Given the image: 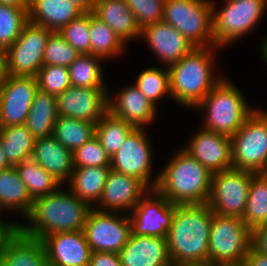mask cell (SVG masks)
<instances>
[{
    "mask_svg": "<svg viewBox=\"0 0 267 266\" xmlns=\"http://www.w3.org/2000/svg\"><path fill=\"white\" fill-rule=\"evenodd\" d=\"M110 211L91 208L84 233L92 252L119 253L132 233L129 215L118 216Z\"/></svg>",
    "mask_w": 267,
    "mask_h": 266,
    "instance_id": "12",
    "label": "cell"
},
{
    "mask_svg": "<svg viewBox=\"0 0 267 266\" xmlns=\"http://www.w3.org/2000/svg\"><path fill=\"white\" fill-rule=\"evenodd\" d=\"M251 247V230L240 217L212 213L208 262L215 265L244 263Z\"/></svg>",
    "mask_w": 267,
    "mask_h": 266,
    "instance_id": "6",
    "label": "cell"
},
{
    "mask_svg": "<svg viewBox=\"0 0 267 266\" xmlns=\"http://www.w3.org/2000/svg\"><path fill=\"white\" fill-rule=\"evenodd\" d=\"M118 95L115 100L108 96V112L114 117L128 122L135 128H144L156 118L157 107L134 84L122 89Z\"/></svg>",
    "mask_w": 267,
    "mask_h": 266,
    "instance_id": "22",
    "label": "cell"
},
{
    "mask_svg": "<svg viewBox=\"0 0 267 266\" xmlns=\"http://www.w3.org/2000/svg\"><path fill=\"white\" fill-rule=\"evenodd\" d=\"M206 167L211 174L232 168L230 136L200 128L182 148Z\"/></svg>",
    "mask_w": 267,
    "mask_h": 266,
    "instance_id": "17",
    "label": "cell"
},
{
    "mask_svg": "<svg viewBox=\"0 0 267 266\" xmlns=\"http://www.w3.org/2000/svg\"><path fill=\"white\" fill-rule=\"evenodd\" d=\"M92 13L105 22L125 44L141 36V29L125 0H95Z\"/></svg>",
    "mask_w": 267,
    "mask_h": 266,
    "instance_id": "26",
    "label": "cell"
},
{
    "mask_svg": "<svg viewBox=\"0 0 267 266\" xmlns=\"http://www.w3.org/2000/svg\"><path fill=\"white\" fill-rule=\"evenodd\" d=\"M134 129L133 125L107 112L96 123L95 136L108 156L113 157Z\"/></svg>",
    "mask_w": 267,
    "mask_h": 266,
    "instance_id": "34",
    "label": "cell"
},
{
    "mask_svg": "<svg viewBox=\"0 0 267 266\" xmlns=\"http://www.w3.org/2000/svg\"><path fill=\"white\" fill-rule=\"evenodd\" d=\"M95 123L58 116L53 128V136L65 148L74 152L95 136Z\"/></svg>",
    "mask_w": 267,
    "mask_h": 266,
    "instance_id": "31",
    "label": "cell"
},
{
    "mask_svg": "<svg viewBox=\"0 0 267 266\" xmlns=\"http://www.w3.org/2000/svg\"><path fill=\"white\" fill-rule=\"evenodd\" d=\"M80 54L57 32L52 31L47 39L43 66L69 67Z\"/></svg>",
    "mask_w": 267,
    "mask_h": 266,
    "instance_id": "39",
    "label": "cell"
},
{
    "mask_svg": "<svg viewBox=\"0 0 267 266\" xmlns=\"http://www.w3.org/2000/svg\"><path fill=\"white\" fill-rule=\"evenodd\" d=\"M58 116L56 97L38 89L24 126L35 139L48 137Z\"/></svg>",
    "mask_w": 267,
    "mask_h": 266,
    "instance_id": "27",
    "label": "cell"
},
{
    "mask_svg": "<svg viewBox=\"0 0 267 266\" xmlns=\"http://www.w3.org/2000/svg\"><path fill=\"white\" fill-rule=\"evenodd\" d=\"M4 72V51L0 48V77Z\"/></svg>",
    "mask_w": 267,
    "mask_h": 266,
    "instance_id": "52",
    "label": "cell"
},
{
    "mask_svg": "<svg viewBox=\"0 0 267 266\" xmlns=\"http://www.w3.org/2000/svg\"><path fill=\"white\" fill-rule=\"evenodd\" d=\"M51 32L28 21L18 39L4 51L3 74L35 77L43 66L45 46Z\"/></svg>",
    "mask_w": 267,
    "mask_h": 266,
    "instance_id": "10",
    "label": "cell"
},
{
    "mask_svg": "<svg viewBox=\"0 0 267 266\" xmlns=\"http://www.w3.org/2000/svg\"><path fill=\"white\" fill-rule=\"evenodd\" d=\"M21 181L34 200L56 191L62 184L32 158L15 165Z\"/></svg>",
    "mask_w": 267,
    "mask_h": 266,
    "instance_id": "32",
    "label": "cell"
},
{
    "mask_svg": "<svg viewBox=\"0 0 267 266\" xmlns=\"http://www.w3.org/2000/svg\"><path fill=\"white\" fill-rule=\"evenodd\" d=\"M74 168L110 167L111 157L104 151L99 139L94 136L73 152Z\"/></svg>",
    "mask_w": 267,
    "mask_h": 266,
    "instance_id": "42",
    "label": "cell"
},
{
    "mask_svg": "<svg viewBox=\"0 0 267 266\" xmlns=\"http://www.w3.org/2000/svg\"><path fill=\"white\" fill-rule=\"evenodd\" d=\"M102 59L92 54H80L68 67L71 85L79 88H107L99 63Z\"/></svg>",
    "mask_w": 267,
    "mask_h": 266,
    "instance_id": "35",
    "label": "cell"
},
{
    "mask_svg": "<svg viewBox=\"0 0 267 266\" xmlns=\"http://www.w3.org/2000/svg\"><path fill=\"white\" fill-rule=\"evenodd\" d=\"M41 241L49 266H89L92 251L84 230L50 234Z\"/></svg>",
    "mask_w": 267,
    "mask_h": 266,
    "instance_id": "18",
    "label": "cell"
},
{
    "mask_svg": "<svg viewBox=\"0 0 267 266\" xmlns=\"http://www.w3.org/2000/svg\"><path fill=\"white\" fill-rule=\"evenodd\" d=\"M91 54L104 58H113L122 54L125 43L102 20L90 12Z\"/></svg>",
    "mask_w": 267,
    "mask_h": 266,
    "instance_id": "36",
    "label": "cell"
},
{
    "mask_svg": "<svg viewBox=\"0 0 267 266\" xmlns=\"http://www.w3.org/2000/svg\"><path fill=\"white\" fill-rule=\"evenodd\" d=\"M157 177V178H156ZM153 180L155 189L174 204L207 203L211 191V172L180 150Z\"/></svg>",
    "mask_w": 267,
    "mask_h": 266,
    "instance_id": "3",
    "label": "cell"
},
{
    "mask_svg": "<svg viewBox=\"0 0 267 266\" xmlns=\"http://www.w3.org/2000/svg\"><path fill=\"white\" fill-rule=\"evenodd\" d=\"M0 263L2 266H49L43 242L19 229L6 242Z\"/></svg>",
    "mask_w": 267,
    "mask_h": 266,
    "instance_id": "25",
    "label": "cell"
},
{
    "mask_svg": "<svg viewBox=\"0 0 267 266\" xmlns=\"http://www.w3.org/2000/svg\"><path fill=\"white\" fill-rule=\"evenodd\" d=\"M79 6L84 12H92L95 0H70Z\"/></svg>",
    "mask_w": 267,
    "mask_h": 266,
    "instance_id": "48",
    "label": "cell"
},
{
    "mask_svg": "<svg viewBox=\"0 0 267 266\" xmlns=\"http://www.w3.org/2000/svg\"><path fill=\"white\" fill-rule=\"evenodd\" d=\"M212 0H166L163 21L194 47L215 46Z\"/></svg>",
    "mask_w": 267,
    "mask_h": 266,
    "instance_id": "7",
    "label": "cell"
},
{
    "mask_svg": "<svg viewBox=\"0 0 267 266\" xmlns=\"http://www.w3.org/2000/svg\"><path fill=\"white\" fill-rule=\"evenodd\" d=\"M36 77H0V127L22 125L30 112L36 91Z\"/></svg>",
    "mask_w": 267,
    "mask_h": 266,
    "instance_id": "14",
    "label": "cell"
},
{
    "mask_svg": "<svg viewBox=\"0 0 267 266\" xmlns=\"http://www.w3.org/2000/svg\"><path fill=\"white\" fill-rule=\"evenodd\" d=\"M221 266H245V265L242 263V264H237V265H221Z\"/></svg>",
    "mask_w": 267,
    "mask_h": 266,
    "instance_id": "54",
    "label": "cell"
},
{
    "mask_svg": "<svg viewBox=\"0 0 267 266\" xmlns=\"http://www.w3.org/2000/svg\"><path fill=\"white\" fill-rule=\"evenodd\" d=\"M91 207L71 191H56L33 200L30 213L26 216L30 225L18 224L26 236L42 239L50 234L84 230Z\"/></svg>",
    "mask_w": 267,
    "mask_h": 266,
    "instance_id": "2",
    "label": "cell"
},
{
    "mask_svg": "<svg viewBox=\"0 0 267 266\" xmlns=\"http://www.w3.org/2000/svg\"><path fill=\"white\" fill-rule=\"evenodd\" d=\"M35 77L38 89L48 92L55 97L63 93L68 87L72 86L69 69L63 66H42Z\"/></svg>",
    "mask_w": 267,
    "mask_h": 266,
    "instance_id": "41",
    "label": "cell"
},
{
    "mask_svg": "<svg viewBox=\"0 0 267 266\" xmlns=\"http://www.w3.org/2000/svg\"><path fill=\"white\" fill-rule=\"evenodd\" d=\"M89 266H122L118 253L92 252Z\"/></svg>",
    "mask_w": 267,
    "mask_h": 266,
    "instance_id": "45",
    "label": "cell"
},
{
    "mask_svg": "<svg viewBox=\"0 0 267 266\" xmlns=\"http://www.w3.org/2000/svg\"><path fill=\"white\" fill-rule=\"evenodd\" d=\"M141 37L166 67L176 63L195 47L173 26L164 21L145 26Z\"/></svg>",
    "mask_w": 267,
    "mask_h": 266,
    "instance_id": "20",
    "label": "cell"
},
{
    "mask_svg": "<svg viewBox=\"0 0 267 266\" xmlns=\"http://www.w3.org/2000/svg\"><path fill=\"white\" fill-rule=\"evenodd\" d=\"M150 192V193H149ZM150 194L149 197H145ZM130 212L131 231L134 235L166 238L171 228L175 204L156 189H151Z\"/></svg>",
    "mask_w": 267,
    "mask_h": 266,
    "instance_id": "15",
    "label": "cell"
},
{
    "mask_svg": "<svg viewBox=\"0 0 267 266\" xmlns=\"http://www.w3.org/2000/svg\"><path fill=\"white\" fill-rule=\"evenodd\" d=\"M256 174L230 168L212 174L211 191L207 201L213 213L242 218L251 185Z\"/></svg>",
    "mask_w": 267,
    "mask_h": 266,
    "instance_id": "11",
    "label": "cell"
},
{
    "mask_svg": "<svg viewBox=\"0 0 267 266\" xmlns=\"http://www.w3.org/2000/svg\"><path fill=\"white\" fill-rule=\"evenodd\" d=\"M26 185L21 181L15 166L0 170V206L4 210H17L26 217L32 208ZM7 208V209H6Z\"/></svg>",
    "mask_w": 267,
    "mask_h": 266,
    "instance_id": "29",
    "label": "cell"
},
{
    "mask_svg": "<svg viewBox=\"0 0 267 266\" xmlns=\"http://www.w3.org/2000/svg\"><path fill=\"white\" fill-rule=\"evenodd\" d=\"M32 159L61 184L68 182L74 170L73 152L62 146L53 135L35 139Z\"/></svg>",
    "mask_w": 267,
    "mask_h": 266,
    "instance_id": "23",
    "label": "cell"
},
{
    "mask_svg": "<svg viewBox=\"0 0 267 266\" xmlns=\"http://www.w3.org/2000/svg\"><path fill=\"white\" fill-rule=\"evenodd\" d=\"M141 93L156 106L161 97H170V73L168 67L161 68L150 67L144 69L136 78L134 84Z\"/></svg>",
    "mask_w": 267,
    "mask_h": 266,
    "instance_id": "37",
    "label": "cell"
},
{
    "mask_svg": "<svg viewBox=\"0 0 267 266\" xmlns=\"http://www.w3.org/2000/svg\"><path fill=\"white\" fill-rule=\"evenodd\" d=\"M251 247L260 254L267 255V224L251 230Z\"/></svg>",
    "mask_w": 267,
    "mask_h": 266,
    "instance_id": "44",
    "label": "cell"
},
{
    "mask_svg": "<svg viewBox=\"0 0 267 266\" xmlns=\"http://www.w3.org/2000/svg\"><path fill=\"white\" fill-rule=\"evenodd\" d=\"M166 0H125L142 30L145 26L163 21Z\"/></svg>",
    "mask_w": 267,
    "mask_h": 266,
    "instance_id": "43",
    "label": "cell"
},
{
    "mask_svg": "<svg viewBox=\"0 0 267 266\" xmlns=\"http://www.w3.org/2000/svg\"><path fill=\"white\" fill-rule=\"evenodd\" d=\"M107 92L70 86L56 97L58 115L96 124L108 112Z\"/></svg>",
    "mask_w": 267,
    "mask_h": 266,
    "instance_id": "16",
    "label": "cell"
},
{
    "mask_svg": "<svg viewBox=\"0 0 267 266\" xmlns=\"http://www.w3.org/2000/svg\"><path fill=\"white\" fill-rule=\"evenodd\" d=\"M118 255L122 266H172L166 238L131 233Z\"/></svg>",
    "mask_w": 267,
    "mask_h": 266,
    "instance_id": "21",
    "label": "cell"
},
{
    "mask_svg": "<svg viewBox=\"0 0 267 266\" xmlns=\"http://www.w3.org/2000/svg\"><path fill=\"white\" fill-rule=\"evenodd\" d=\"M216 47H195L168 67L170 98H174L180 105L196 107L223 79V76L215 77L213 71L212 51Z\"/></svg>",
    "mask_w": 267,
    "mask_h": 266,
    "instance_id": "4",
    "label": "cell"
},
{
    "mask_svg": "<svg viewBox=\"0 0 267 266\" xmlns=\"http://www.w3.org/2000/svg\"><path fill=\"white\" fill-rule=\"evenodd\" d=\"M0 4L12 5L15 7H29V0H0Z\"/></svg>",
    "mask_w": 267,
    "mask_h": 266,
    "instance_id": "49",
    "label": "cell"
},
{
    "mask_svg": "<svg viewBox=\"0 0 267 266\" xmlns=\"http://www.w3.org/2000/svg\"><path fill=\"white\" fill-rule=\"evenodd\" d=\"M146 132V129L135 128L129 134L111 157L110 169L141 180L151 190L157 183L151 182L153 151Z\"/></svg>",
    "mask_w": 267,
    "mask_h": 266,
    "instance_id": "13",
    "label": "cell"
},
{
    "mask_svg": "<svg viewBox=\"0 0 267 266\" xmlns=\"http://www.w3.org/2000/svg\"><path fill=\"white\" fill-rule=\"evenodd\" d=\"M10 167H12V165L8 162L0 142V170H4Z\"/></svg>",
    "mask_w": 267,
    "mask_h": 266,
    "instance_id": "50",
    "label": "cell"
},
{
    "mask_svg": "<svg viewBox=\"0 0 267 266\" xmlns=\"http://www.w3.org/2000/svg\"><path fill=\"white\" fill-rule=\"evenodd\" d=\"M256 110L232 135V168L267 174V111Z\"/></svg>",
    "mask_w": 267,
    "mask_h": 266,
    "instance_id": "8",
    "label": "cell"
},
{
    "mask_svg": "<svg viewBox=\"0 0 267 266\" xmlns=\"http://www.w3.org/2000/svg\"><path fill=\"white\" fill-rule=\"evenodd\" d=\"M238 87L223 78L195 107L206 113L204 129L227 136L234 135L255 111Z\"/></svg>",
    "mask_w": 267,
    "mask_h": 266,
    "instance_id": "5",
    "label": "cell"
},
{
    "mask_svg": "<svg viewBox=\"0 0 267 266\" xmlns=\"http://www.w3.org/2000/svg\"><path fill=\"white\" fill-rule=\"evenodd\" d=\"M212 213L207 203L175 204L166 237L172 266L208 262Z\"/></svg>",
    "mask_w": 267,
    "mask_h": 266,
    "instance_id": "1",
    "label": "cell"
},
{
    "mask_svg": "<svg viewBox=\"0 0 267 266\" xmlns=\"http://www.w3.org/2000/svg\"><path fill=\"white\" fill-rule=\"evenodd\" d=\"M18 224L16 222H3L0 221V256L3 253L4 246L8 239L15 233L18 229Z\"/></svg>",
    "mask_w": 267,
    "mask_h": 266,
    "instance_id": "46",
    "label": "cell"
},
{
    "mask_svg": "<svg viewBox=\"0 0 267 266\" xmlns=\"http://www.w3.org/2000/svg\"><path fill=\"white\" fill-rule=\"evenodd\" d=\"M58 32L79 54H91L90 12H84Z\"/></svg>",
    "mask_w": 267,
    "mask_h": 266,
    "instance_id": "40",
    "label": "cell"
},
{
    "mask_svg": "<svg viewBox=\"0 0 267 266\" xmlns=\"http://www.w3.org/2000/svg\"><path fill=\"white\" fill-rule=\"evenodd\" d=\"M175 266H214V265L209 262H204V263L180 264Z\"/></svg>",
    "mask_w": 267,
    "mask_h": 266,
    "instance_id": "53",
    "label": "cell"
},
{
    "mask_svg": "<svg viewBox=\"0 0 267 266\" xmlns=\"http://www.w3.org/2000/svg\"><path fill=\"white\" fill-rule=\"evenodd\" d=\"M243 264L245 266H267V255L260 254L250 247Z\"/></svg>",
    "mask_w": 267,
    "mask_h": 266,
    "instance_id": "47",
    "label": "cell"
},
{
    "mask_svg": "<svg viewBox=\"0 0 267 266\" xmlns=\"http://www.w3.org/2000/svg\"><path fill=\"white\" fill-rule=\"evenodd\" d=\"M149 190L141 180L110 169L102 195L97 203L102 206L93 208L100 211L110 210V212L133 210Z\"/></svg>",
    "mask_w": 267,
    "mask_h": 266,
    "instance_id": "19",
    "label": "cell"
},
{
    "mask_svg": "<svg viewBox=\"0 0 267 266\" xmlns=\"http://www.w3.org/2000/svg\"><path fill=\"white\" fill-rule=\"evenodd\" d=\"M265 41L263 42L262 44V47H261V58L263 57V60L265 61V64L267 65V38L264 39Z\"/></svg>",
    "mask_w": 267,
    "mask_h": 266,
    "instance_id": "51",
    "label": "cell"
},
{
    "mask_svg": "<svg viewBox=\"0 0 267 266\" xmlns=\"http://www.w3.org/2000/svg\"><path fill=\"white\" fill-rule=\"evenodd\" d=\"M0 142L12 166L32 158L35 138L24 124L0 127Z\"/></svg>",
    "mask_w": 267,
    "mask_h": 266,
    "instance_id": "30",
    "label": "cell"
},
{
    "mask_svg": "<svg viewBox=\"0 0 267 266\" xmlns=\"http://www.w3.org/2000/svg\"><path fill=\"white\" fill-rule=\"evenodd\" d=\"M215 6L212 2L213 37L218 48L248 34L267 9L260 0H226L219 11Z\"/></svg>",
    "mask_w": 267,
    "mask_h": 266,
    "instance_id": "9",
    "label": "cell"
},
{
    "mask_svg": "<svg viewBox=\"0 0 267 266\" xmlns=\"http://www.w3.org/2000/svg\"><path fill=\"white\" fill-rule=\"evenodd\" d=\"M83 13L70 0H29L28 21L58 32Z\"/></svg>",
    "mask_w": 267,
    "mask_h": 266,
    "instance_id": "24",
    "label": "cell"
},
{
    "mask_svg": "<svg viewBox=\"0 0 267 266\" xmlns=\"http://www.w3.org/2000/svg\"><path fill=\"white\" fill-rule=\"evenodd\" d=\"M241 219L250 230L267 224V174H256L252 178Z\"/></svg>",
    "mask_w": 267,
    "mask_h": 266,
    "instance_id": "33",
    "label": "cell"
},
{
    "mask_svg": "<svg viewBox=\"0 0 267 266\" xmlns=\"http://www.w3.org/2000/svg\"><path fill=\"white\" fill-rule=\"evenodd\" d=\"M110 167L74 168L68 183L70 191L91 208L99 202Z\"/></svg>",
    "mask_w": 267,
    "mask_h": 266,
    "instance_id": "28",
    "label": "cell"
},
{
    "mask_svg": "<svg viewBox=\"0 0 267 266\" xmlns=\"http://www.w3.org/2000/svg\"><path fill=\"white\" fill-rule=\"evenodd\" d=\"M28 8L0 4V48L3 51L18 39L28 22Z\"/></svg>",
    "mask_w": 267,
    "mask_h": 266,
    "instance_id": "38",
    "label": "cell"
}]
</instances>
